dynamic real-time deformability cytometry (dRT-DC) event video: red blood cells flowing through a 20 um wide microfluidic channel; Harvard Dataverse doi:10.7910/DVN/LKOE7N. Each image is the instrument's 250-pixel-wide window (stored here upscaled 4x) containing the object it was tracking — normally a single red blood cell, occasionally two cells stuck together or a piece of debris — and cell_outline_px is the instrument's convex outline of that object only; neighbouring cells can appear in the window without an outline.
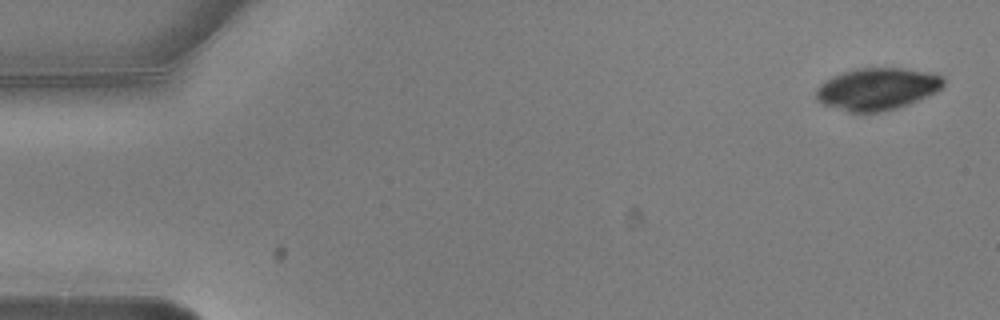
{"species": "common noctule bat (a hibernating species)", "species_latin": "Nyctalus noctula", "temperature_condition": "warm", "stored_images_in_passage": 5, "camera_frame_rate_fps": 3000, "um_per_image_px": 0.085, "animal": {"sex": "male", "body_mass_g": 20.5, "forearm_length_mm": 52.5}, "frame": {"image": 1, "passage_image": 1, "time_ms": 0.0, "image_size_px": [1000, 320], "cell_outline_px": [[944, 84], [940, 88], [908, 104], [896, 108], [880, 112], [848, 112], [824, 104], [816, 100], [816, 88], [824, 80], [832, 76], [856, 68], [904, 68], [928, 72], [940, 76], [944, 80]], "centroid_in_image_um": [74.49, 7.55], "position_along_channel_um": 10.5, "area_um2": 30.87}}